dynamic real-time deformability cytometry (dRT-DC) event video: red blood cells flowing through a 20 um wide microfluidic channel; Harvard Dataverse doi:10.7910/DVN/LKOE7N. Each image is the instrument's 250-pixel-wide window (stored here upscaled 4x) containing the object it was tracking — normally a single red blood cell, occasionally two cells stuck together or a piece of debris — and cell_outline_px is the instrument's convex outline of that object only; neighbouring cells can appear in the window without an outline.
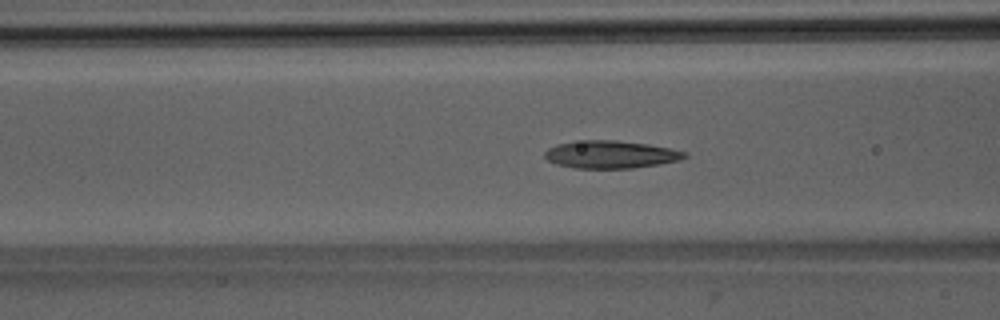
{"species": "Egyptian fruit bat (a non-hibernating species)", "species_latin": "Rousettus aegyptiacus", "temperature_condition": "room temperature", "stored_images_in_passage": 49, "camera_frame_rate_fps": 3000, "um_per_image_px": 0.085, "animal": {"sex": "male"}, "frame": {"image": 1, "passage_image": 18, "time_ms": 5.667, "image_size_px": [1000, 320], "cell_outline_px": [[688, 156], [680, 160], [660, 164], [632, 168], [576, 168], [556, 164], [548, 160], [544, 156], [544, 152], [548, 148], [556, 144], [584, 140], [616, 140], [648, 144], [688, 152]], "centroid_in_image_um": [51.92, 13.13], "position_along_channel_um": 114.7, "area_um2": 22.54}}
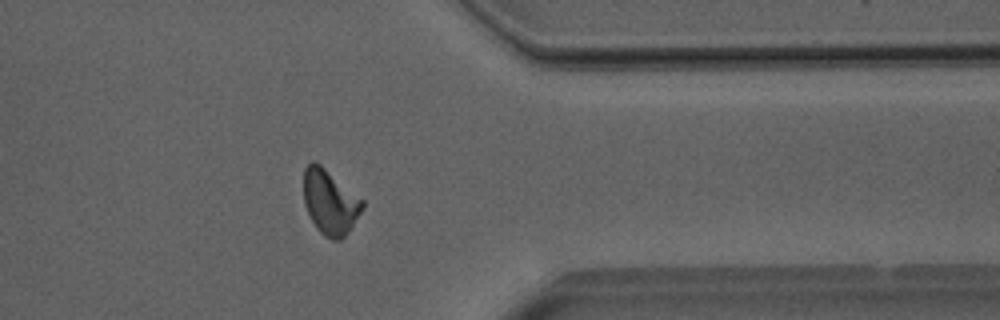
{"frame": {"image": 2, "passage_image": 39, "time_ms": 12.667, "image_size_px": [1000, 320], "cell_outline_px": [[364, 208], [344, 236], [340, 240], [332, 240], [324, 236], [316, 228], [304, 204], [304, 168], [312, 160], [316, 160], [364, 200]], "centroid_in_image_um": [28.04, 17.15], "position_along_channel_um": 383.4, "area_um2": 22.2}}
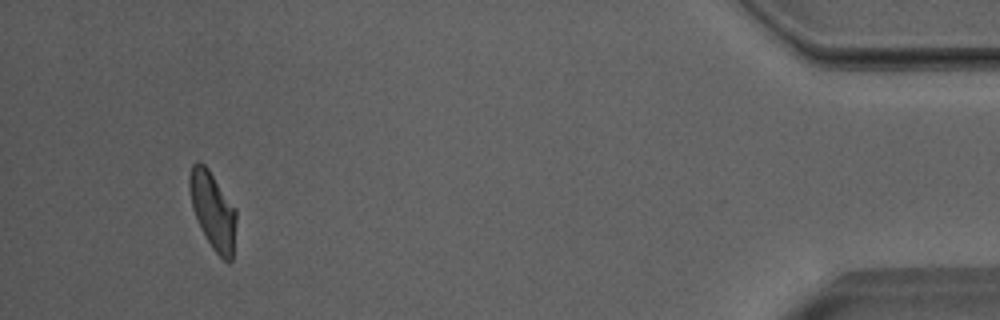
{"frame": {"image": 3, "passage_image": 46, "time_ms": 15.0, "image_size_px": [1000, 320], "cell_outline_px": [[236, 220], [232, 260], [228, 264], [212, 248], [192, 208], [188, 188], [188, 176], [192, 164], [196, 160], [200, 160], [208, 168], [236, 208]], "centroid_in_image_um": [18.08, 17.84], "position_along_channel_um": 417.1, "area_um2": 21.04}, "authors_computed_cell_mechanics": {"area_um2": 21.7906, "velocity_mm_per_s": 3.9896, "shape_relaxation_time_tau1_ms": 6.3185, "shape_relaxation_time_tau2_ms": 1.7196, "deformation_change_tau1": 0.1875, "deformation_change_tau2": 0.0913}}